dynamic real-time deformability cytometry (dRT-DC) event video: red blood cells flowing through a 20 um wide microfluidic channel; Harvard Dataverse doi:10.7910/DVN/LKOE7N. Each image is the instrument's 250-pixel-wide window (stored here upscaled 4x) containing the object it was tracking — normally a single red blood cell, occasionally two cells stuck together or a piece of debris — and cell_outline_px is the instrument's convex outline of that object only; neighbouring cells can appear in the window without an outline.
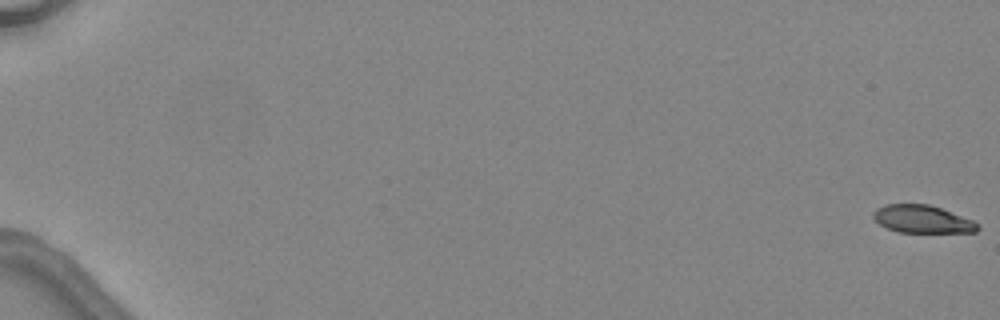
{"species": "common noctule bat (a hibernating species)", "species_latin": "Nyctalus noctula", "temperature_condition": "warm", "stored_images_in_passage": 5, "camera_frame_rate_fps": 3000, "um_per_image_px": 0.085, "animal": {"sex": "female", "body_mass_g": 24.6, "forearm_length_mm": 56.2}, "frame": {"image": 1, "passage_image": 1, "time_ms": 0.0, "image_size_px": [1000, 320], "cell_outline_px": [[980, 228], [976, 232], [896, 232], [880, 224], [872, 216], [872, 212], [876, 208], [884, 204], [928, 204], [940, 208], [972, 220], [980, 224]], "centroid_in_image_um": [78.38, 18.62], "position_along_channel_um": 6.6, "area_um2": 16.82}}
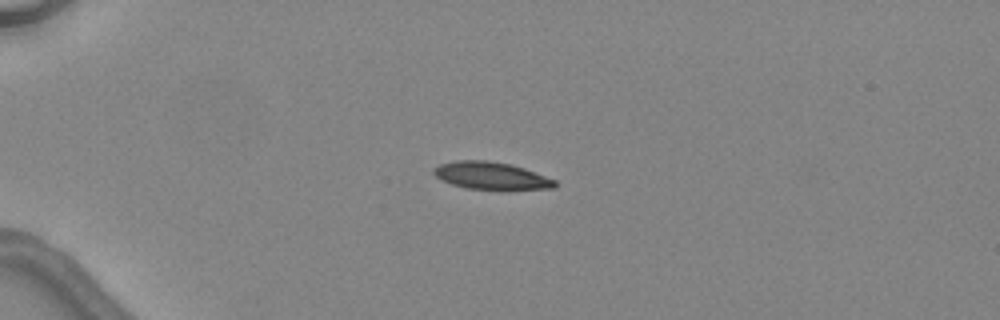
{"frame": {"image": 2, "passage_image": 4, "time_ms": 4.667, "image_size_px": [1000, 320], "cell_outline_px": [[556, 188], [504, 192], [468, 188], [452, 184], [436, 176], [432, 172], [432, 168], [440, 164], [456, 160], [488, 160], [512, 164], [524, 168], [556, 180]], "centroid_in_image_um": [41.82, 14.97], "position_along_channel_um": 43.2, "area_um2": 20.11}}